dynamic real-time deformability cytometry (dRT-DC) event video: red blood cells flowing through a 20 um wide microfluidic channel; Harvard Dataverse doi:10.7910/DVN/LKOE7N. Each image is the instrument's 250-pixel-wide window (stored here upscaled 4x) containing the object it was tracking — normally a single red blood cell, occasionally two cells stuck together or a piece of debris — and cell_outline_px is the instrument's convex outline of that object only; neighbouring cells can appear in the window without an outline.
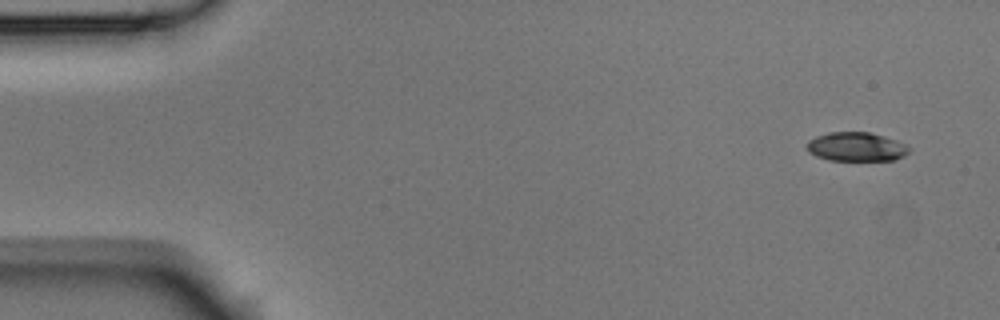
{"species": "Egyptian fruit bat (a non-hibernating species)", "species_latin": "Rousettus aegyptiacus", "temperature_condition": "room temperature", "stored_images_in_passage": 4, "camera_frame_rate_fps": 3000, "um_per_image_px": 0.085, "animal": {"sex": "male"}, "frame": {"image": 1, "passage_image": 1, "time_ms": 0.0, "image_size_px": [1000, 320], "cell_outline_px": [[912, 148], [904, 156], [892, 160], [828, 160], [816, 156], [808, 152], [808, 140], [816, 136], [828, 132], [868, 132], [884, 136], [896, 140]], "centroid_in_image_um": [72.78, 12.47], "position_along_channel_um": 12.2, "area_um2": 17.22}}